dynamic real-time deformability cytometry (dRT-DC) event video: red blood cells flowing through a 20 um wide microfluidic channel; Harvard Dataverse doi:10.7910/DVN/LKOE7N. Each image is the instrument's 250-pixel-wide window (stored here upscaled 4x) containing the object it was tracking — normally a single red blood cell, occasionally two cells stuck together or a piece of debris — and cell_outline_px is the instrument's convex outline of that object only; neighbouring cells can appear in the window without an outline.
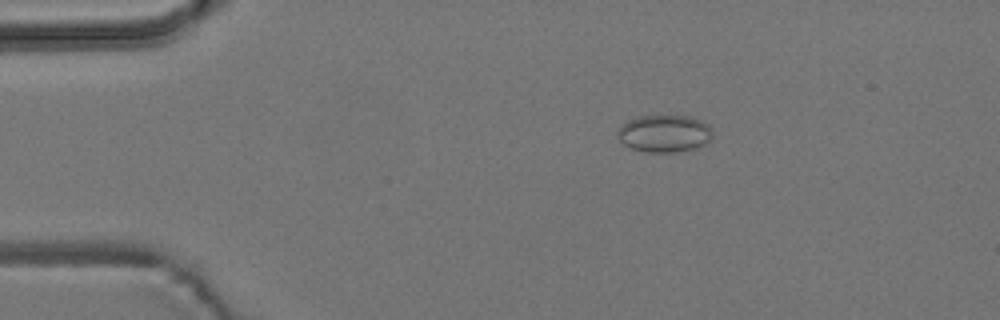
{"species": "common noctule bat (a hibernating species)", "species_latin": "Nyctalus noctula", "temperature_condition": "room temperature", "stored_images_in_passage": 7, "camera_frame_rate_fps": 3000, "um_per_image_px": 0.085, "animal": {"sex": "male", "body_mass_g": 19.2, "forearm_length_mm": 51.8}, "frame": {"image": 1, "passage_image": 1, "time_ms": 0.0, "image_size_px": [1000, 320], "cell_outline_px": [[712, 140], [700, 148], [676, 152], [644, 152], [632, 148], [624, 144], [616, 136], [616, 132], [620, 124], [636, 116], [692, 116], [708, 124], [712, 128]], "centroid_in_image_um": [56.49, 11.35], "position_along_channel_um": 28.5, "area_um2": 21.15}}
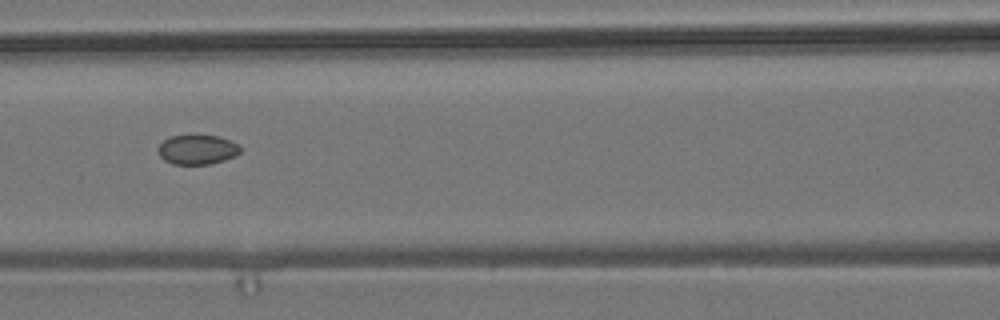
{"frame": {"image": 2, "passage_image": 5, "time_ms": 4.667, "image_size_px": [1000, 320], "cell_outline_px": [[240, 152], [224, 160], [212, 164], [172, 164], [164, 160], [160, 156], [156, 148], [164, 140], [172, 136], [220, 136], [240, 144]], "centroid_in_image_um": [16.76, 12.72], "position_along_channel_um": 149.8, "area_um2": 14.1}}
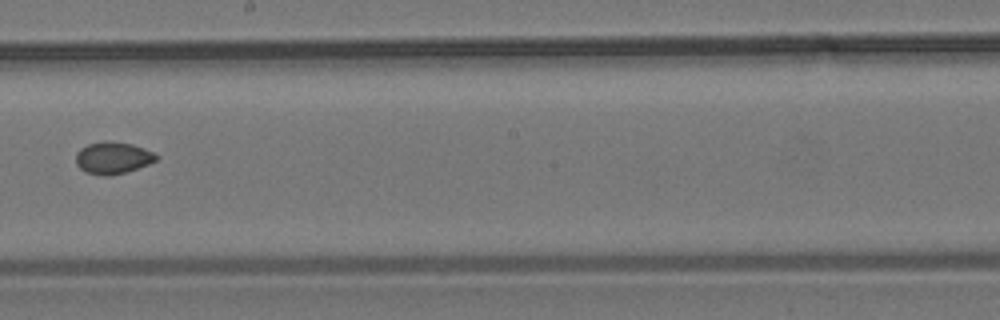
{"frame": {"image": 3, "passage_image": 7, "time_ms": 7.0, "image_size_px": [1000, 320], "cell_outline_px": [[160, 156], [156, 160], [148, 164], [124, 172], [108, 176], [104, 176], [84, 172], [76, 164], [76, 152], [80, 148], [88, 144], [132, 144], [144, 148]], "centroid_in_image_um": [9.58, 13.46], "position_along_channel_um": 238.6, "area_um2": 14.33}}